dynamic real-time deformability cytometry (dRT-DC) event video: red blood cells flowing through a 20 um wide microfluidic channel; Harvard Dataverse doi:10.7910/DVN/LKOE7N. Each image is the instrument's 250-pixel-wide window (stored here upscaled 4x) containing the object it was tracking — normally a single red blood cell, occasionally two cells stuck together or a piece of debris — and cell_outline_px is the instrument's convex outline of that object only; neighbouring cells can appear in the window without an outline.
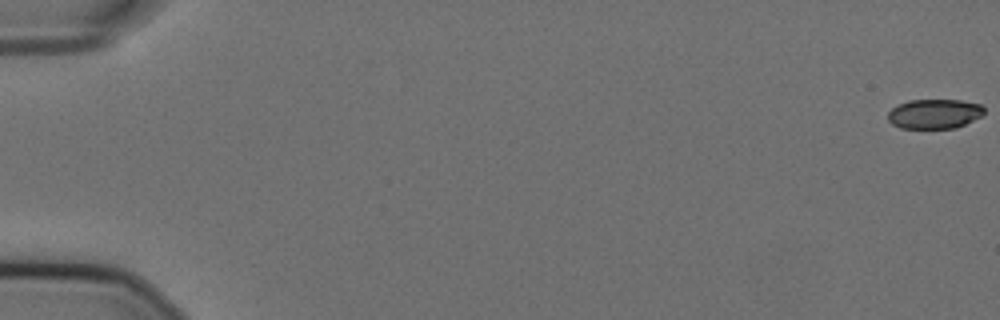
{"species": "Egyptian fruit bat (a non-hibernating species)", "species_latin": "Rousettus aegyptiacus", "temperature_condition": "cold", "stored_images_in_passage": 52, "camera_frame_rate_fps": 3000, "um_per_image_px": 0.085, "animal": {"sex": "female"}, "frame": {"image": 1, "passage_image": 1, "time_ms": 0.0, "image_size_px": [1000, 320], "cell_outline_px": [[984, 112], [980, 116], [956, 128], [900, 128], [892, 124], [888, 120], [888, 112], [892, 108], [908, 100], [960, 100], [980, 104], [984, 108]], "centroid_in_image_um": [79.4, 9.67], "position_along_channel_um": 5.6, "area_um2": 16.47}}
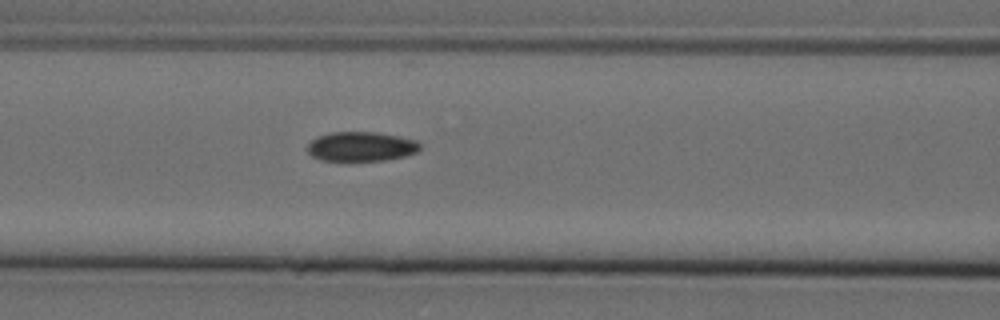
{"frame": {"image": 2, "passage_image": 26, "time_ms": 8.333, "image_size_px": [1000, 320], "cell_outline_px": [[420, 148], [416, 152], [404, 156], [384, 160], [348, 164], [320, 160], [312, 156], [308, 152], [308, 144], [316, 136], [332, 132], [376, 132], [400, 136], [416, 140], [420, 144]], "centroid_in_image_um": [30.65, 12.5], "position_along_channel_um": 136.0, "area_um2": 20.17}}
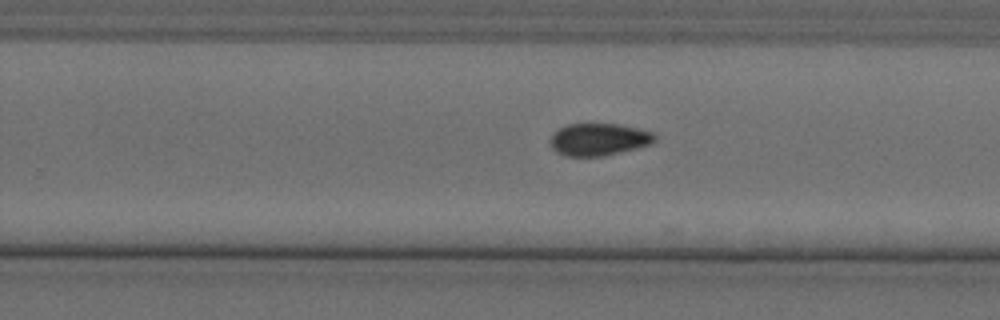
{"frame": {"image": 3, "passage_image": 38, "time_ms": 12.333, "image_size_px": [1000, 320], "cell_outline_px": [[656, 140], [652, 144], [604, 156], [564, 156], [556, 152], [552, 148], [548, 140], [552, 132], [568, 124], [616, 124], [636, 128], [652, 132], [656, 136]], "centroid_in_image_um": [50.85, 11.86], "position_along_channel_um": 278.9, "area_um2": 19.77}}